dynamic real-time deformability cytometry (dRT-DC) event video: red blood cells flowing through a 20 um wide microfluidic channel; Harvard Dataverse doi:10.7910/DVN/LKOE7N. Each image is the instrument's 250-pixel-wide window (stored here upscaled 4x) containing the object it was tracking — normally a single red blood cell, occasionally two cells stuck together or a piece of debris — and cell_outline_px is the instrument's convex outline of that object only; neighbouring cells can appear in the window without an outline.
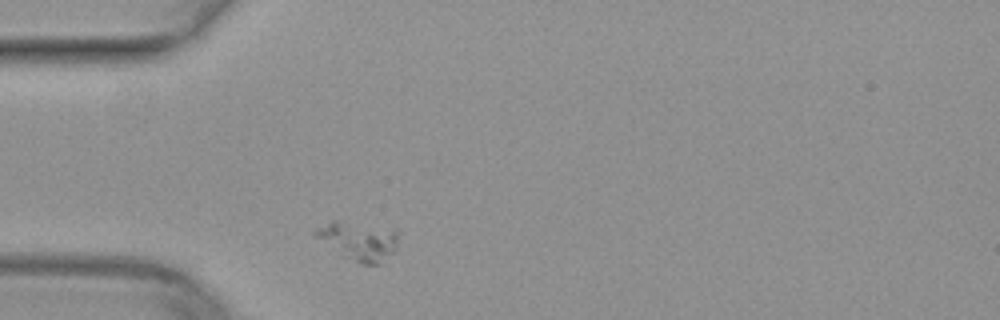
{"species": "common noctule bat (a hibernating species)", "species_latin": "Nyctalus noctula", "temperature_condition": "warm", "stored_images_in_passage": 38, "camera_frame_rate_fps": 3000, "um_per_image_px": 0.085, "animal": {"sex": "female", "body_mass_g": 29.2, "forearm_length_mm": 56.3}, "frame": {"image": 1, "passage_image": 1, "time_ms": 0.0, "image_size_px": [1000, 320], "cell_outline_px": [[400, 232], [396, 244], [392, 252], [380, 264], [364, 264], [344, 256], [316, 236], [312, 232], [316, 228], [332, 220], [336, 220], [396, 228]], "centroid_in_image_um": [30.53, 20.43], "position_along_channel_um": 54.5, "area_um2": 18.38}}
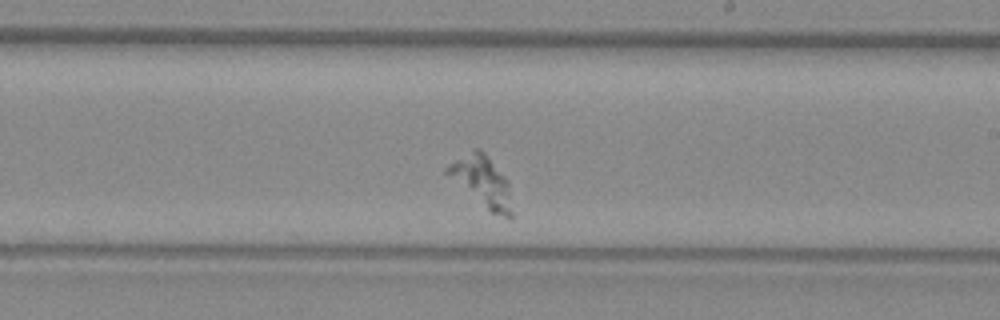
{"frame": {"image": 2, "passage_image": 17, "time_ms": 5.333, "image_size_px": [1000, 320], "cell_outline_px": [[512, 220], [492, 212], [444, 172], [444, 168], [448, 164], [476, 148], [480, 148], [484, 152], [508, 180], [512, 212]], "centroid_in_image_um": [41.0, 15.41], "position_along_channel_um": 248.0, "area_um2": 18.38}}
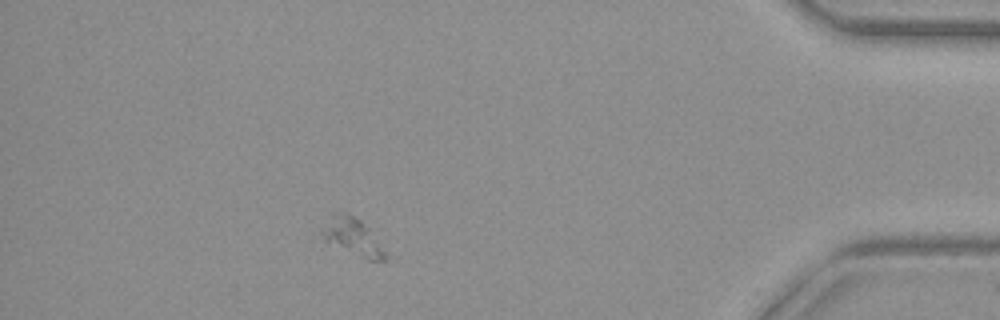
{"frame": {"image": 3, "passage_image": 33, "time_ms": 10.667, "image_size_px": [1000, 320], "cell_outline_px": [[388, 260], [368, 260], [324, 244], [320, 232], [332, 212], [348, 212], [360, 220], [368, 228], [388, 256]], "centroid_in_image_um": [29.89, 20.14], "position_along_channel_um": 405.3, "area_um2": 14.16}}